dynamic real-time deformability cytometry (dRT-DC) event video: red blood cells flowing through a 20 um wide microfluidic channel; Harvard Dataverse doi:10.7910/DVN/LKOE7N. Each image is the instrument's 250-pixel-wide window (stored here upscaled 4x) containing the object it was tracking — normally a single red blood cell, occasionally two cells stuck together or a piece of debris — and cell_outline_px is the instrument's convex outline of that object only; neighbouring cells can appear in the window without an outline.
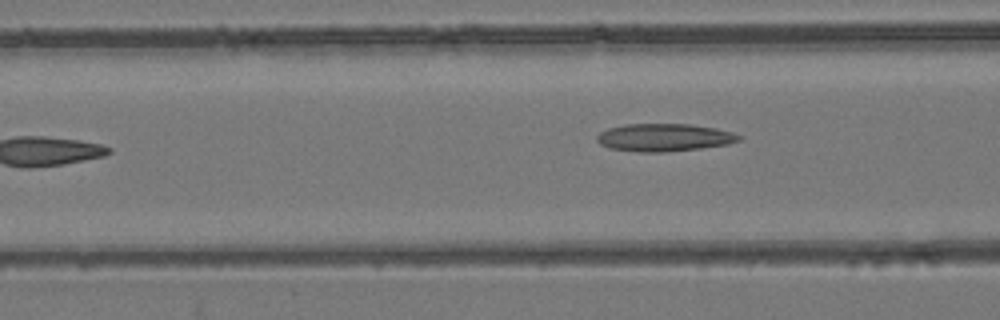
{"species": "common noctule bat (a hibernating species)", "species_latin": "Nyctalus noctula", "temperature_condition": "room temperature", "stored_images_in_passage": 3, "camera_frame_rate_fps": 3000, "um_per_image_px": 0.085, "animal": {"sex": "female", "body_mass_g": 24.6, "forearm_length_mm": 56.2}, "frame": {"image": 1, "passage_image": 3, "time_ms": 2.333, "image_size_px": [1000, 320], "cell_outline_px": [[744, 136], [740, 140], [728, 144], [700, 148], [664, 152], [636, 152], [608, 148], [600, 144], [596, 140], [596, 136], [600, 132], [608, 128], [624, 124], [692, 124], [716, 128], [732, 132]], "centroid_in_image_um": [56.44, 11.68], "position_along_channel_um": 110.2, "area_um2": 23.12}}